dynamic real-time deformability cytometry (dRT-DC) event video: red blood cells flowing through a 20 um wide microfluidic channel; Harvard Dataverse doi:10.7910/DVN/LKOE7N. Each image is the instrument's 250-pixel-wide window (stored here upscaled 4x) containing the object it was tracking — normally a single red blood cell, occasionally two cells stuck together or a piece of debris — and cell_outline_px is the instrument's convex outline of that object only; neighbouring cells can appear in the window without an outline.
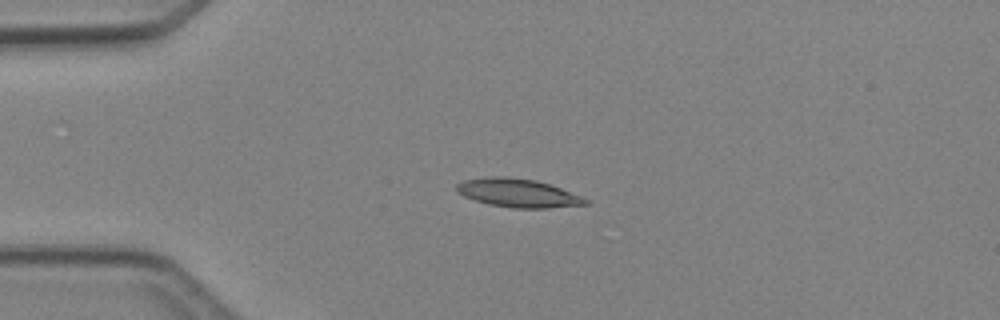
{"species": "Egyptian fruit bat (a non-hibernating species)", "species_latin": "Rousettus aegyptiacus", "temperature_condition": "cold", "stored_images_in_passage": 5, "camera_frame_rate_fps": 3000, "um_per_image_px": 0.085, "animal": {"sex": "female"}, "frame": {"image": 1, "passage_image": 4, "time_ms": 3.667, "image_size_px": [1000, 320], "cell_outline_px": [[588, 204], [548, 208], [512, 208], [488, 204], [464, 196], [456, 192], [456, 184], [464, 180], [492, 176], [504, 176], [536, 180], [560, 188], [580, 196], [588, 200]], "centroid_in_image_um": [43.99, 16.4], "position_along_channel_um": 41.0, "area_um2": 21.21}}